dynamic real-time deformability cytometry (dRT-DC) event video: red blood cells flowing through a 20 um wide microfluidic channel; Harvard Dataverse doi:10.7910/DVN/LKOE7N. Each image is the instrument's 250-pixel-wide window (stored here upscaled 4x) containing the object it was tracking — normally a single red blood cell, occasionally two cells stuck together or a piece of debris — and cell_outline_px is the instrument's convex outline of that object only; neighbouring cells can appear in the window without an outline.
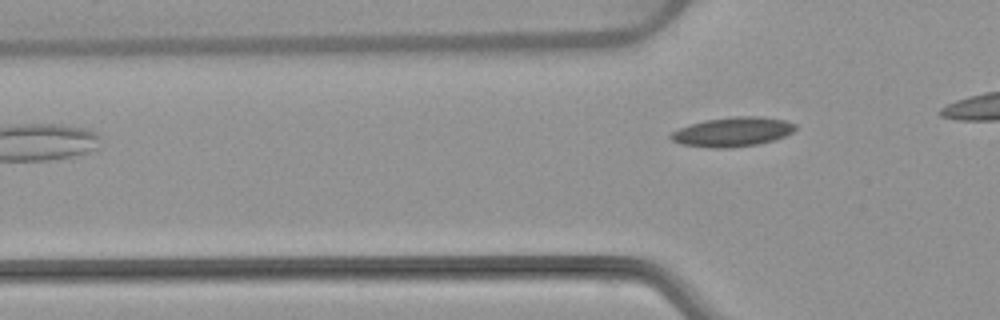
{"species": "common noctule bat (a hibernating species)", "species_latin": "Nyctalus noctula", "temperature_condition": "warm", "stored_images_in_passage": 3, "camera_frame_rate_fps": 3000, "um_per_image_px": 0.085, "animal": {"sex": "female", "body_mass_g": 22.7, "forearm_length_mm": 54.2}, "frame": {"image": 1, "passage_image": 3, "time_ms": 2.667, "image_size_px": [1000, 320], "cell_outline_px": [[796, 128], [792, 132], [776, 140], [756, 144], [732, 148], [712, 148], [680, 144], [672, 140], [668, 136], [672, 132], [680, 128], [704, 120], [736, 116], [760, 116], [784, 120], [796, 124]], "centroid_in_image_um": [62.27, 11.21], "position_along_channel_um": 63.5, "area_um2": 21.33}}